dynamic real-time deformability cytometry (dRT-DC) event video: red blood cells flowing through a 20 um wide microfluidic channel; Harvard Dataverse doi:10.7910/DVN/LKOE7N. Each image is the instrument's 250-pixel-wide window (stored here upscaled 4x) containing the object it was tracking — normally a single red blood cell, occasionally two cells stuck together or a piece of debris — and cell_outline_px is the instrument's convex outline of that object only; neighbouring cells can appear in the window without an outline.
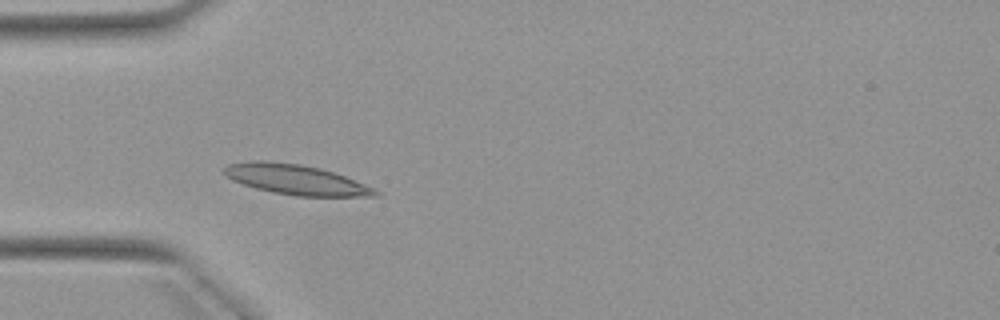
{"species": "Egyptian fruit bat (a non-hibernating species)", "species_latin": "Rousettus aegyptiacus", "temperature_condition": "warm", "stored_images_in_passage": 7, "camera_frame_rate_fps": 3000, "um_per_image_px": 0.085, "animal": {"sex": "female"}, "frame": {"image": 1, "passage_image": 3, "time_ms": 3.333, "image_size_px": [1000, 320], "cell_outline_px": [[380, 196], [296, 196], [272, 192], [256, 188], [232, 180], [224, 172], [224, 168], [228, 164], [248, 160], [264, 160], [300, 164], [320, 168], [344, 176], [376, 188], [380, 192]], "centroid_in_image_um": [25.16, 15.26], "position_along_channel_um": 59.8, "area_um2": 26.41}}
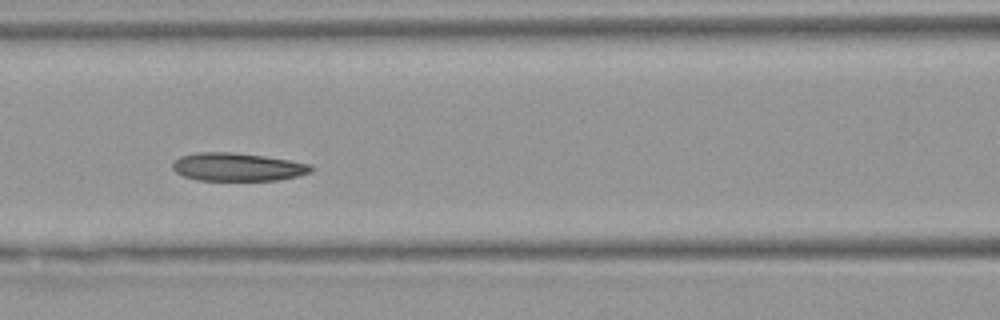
{"frame": {"image": 2, "passage_image": 5, "time_ms": 5.667, "image_size_px": [1000, 320], "cell_outline_px": [[316, 168], [312, 172], [300, 176], [276, 180], [200, 180], [184, 176], [176, 172], [172, 168], [172, 164], [180, 156], [196, 152], [232, 152], [264, 156], [312, 164]], "centroid_in_image_um": [20.24, 14.19], "position_along_channel_um": 146.4, "area_um2": 22.77}}
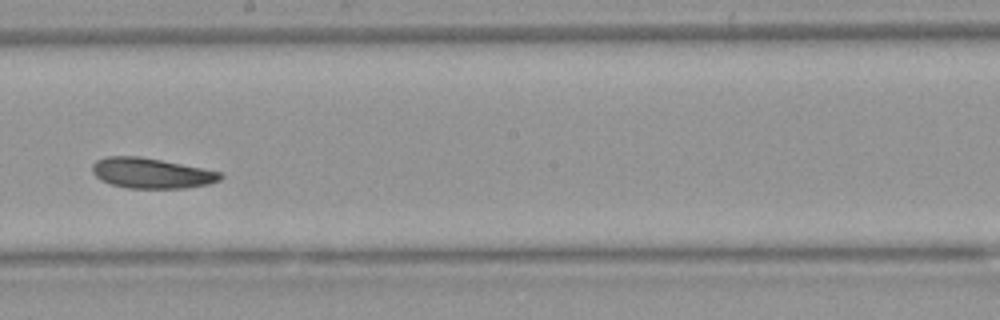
{"frame": {"image": 3, "passage_image": 7, "time_ms": 8.0, "image_size_px": [1000, 320], "cell_outline_px": [[224, 176], [220, 180], [208, 184], [184, 188], [128, 188], [112, 184], [100, 180], [92, 172], [92, 164], [96, 160], [108, 156], [140, 156], [220, 172]], "centroid_in_image_um": [12.83, 14.72], "position_along_channel_um": 235.4, "area_um2": 22.43}}